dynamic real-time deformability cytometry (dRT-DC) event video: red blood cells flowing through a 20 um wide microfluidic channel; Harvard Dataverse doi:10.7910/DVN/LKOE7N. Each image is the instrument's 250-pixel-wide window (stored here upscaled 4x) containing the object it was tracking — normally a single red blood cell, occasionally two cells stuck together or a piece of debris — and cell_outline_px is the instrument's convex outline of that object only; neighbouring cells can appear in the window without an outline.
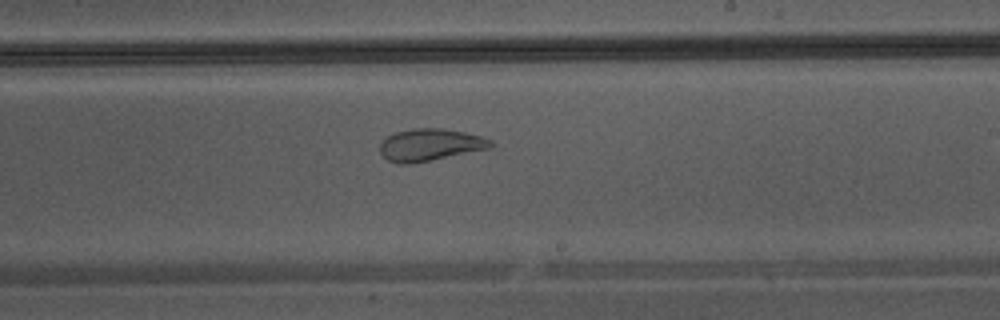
{"species": "Egyptian fruit bat (a non-hibernating species)", "species_latin": "Rousettus aegyptiacus", "temperature_condition": "warm", "stored_images_in_passage": 23, "camera_frame_rate_fps": 3000, "um_per_image_px": 0.085, "animal": {"sex": "male"}, "frame": {"image": 1, "passage_image": 14, "time_ms": 4.333, "image_size_px": [1000, 320], "cell_outline_px": [[492, 148], [408, 164], [400, 164], [388, 160], [380, 152], [380, 144], [388, 136], [396, 132], [412, 128], [444, 128], [464, 132], [480, 136], [492, 140]], "centroid_in_image_um": [36.56, 12.3], "position_along_channel_um": 252.4, "area_um2": 20.52}}